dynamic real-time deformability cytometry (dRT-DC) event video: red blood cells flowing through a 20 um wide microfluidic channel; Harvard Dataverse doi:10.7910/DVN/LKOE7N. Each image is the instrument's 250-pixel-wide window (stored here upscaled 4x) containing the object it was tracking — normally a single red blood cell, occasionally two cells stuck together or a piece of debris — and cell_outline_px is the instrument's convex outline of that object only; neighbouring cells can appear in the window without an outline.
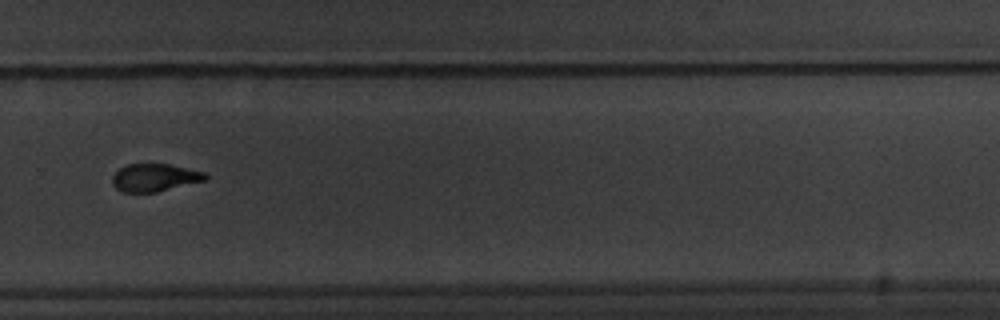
{"species": "common noctule bat (a hibernating species)", "species_latin": "Nyctalus noctula", "temperature_condition": "warm", "stored_images_in_passage": 17, "camera_frame_rate_fps": 3000, "um_per_image_px": 0.085, "animal": {"sex": "male", "body_mass_g": 20.1, "forearm_length_mm": 53.5}, "frame": {"image": 1, "passage_image": 12, "time_ms": 13.667, "image_size_px": [1000, 320], "cell_outline_px": [[208, 176], [204, 180], [156, 192], [120, 192], [112, 184], [112, 176], [120, 168], [128, 164], [168, 164], [188, 168], [204, 172]], "centroid_in_image_um": [13.1, 15.09], "position_along_channel_um": 316.7, "area_um2": 14.85}}
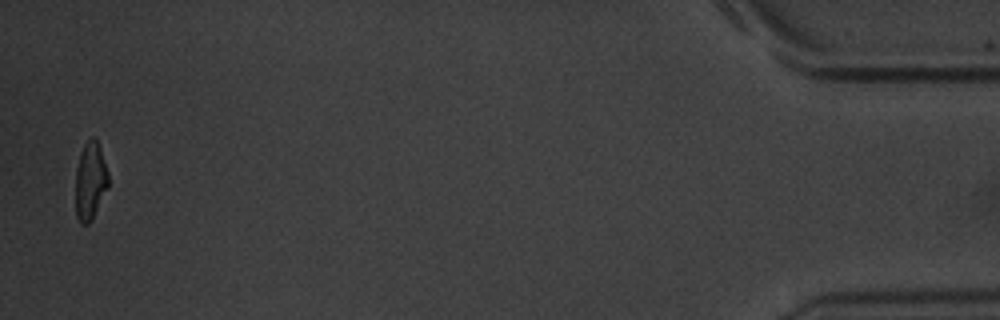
{"frame": {"image": 2, "passage_image": 17, "time_ms": 19.333, "image_size_px": [1000, 320], "cell_outline_px": [[108, 188], [92, 220], [88, 224], [80, 224], [76, 216], [76, 168], [80, 152], [84, 144], [92, 136], [96, 140], [100, 148], [108, 172]], "centroid_in_image_um": [7.67, 15.4], "position_along_channel_um": 427.5, "area_um2": 14.91}, "authors_computed_cell_mechanics": {"area_um2": 15.5482, "velocity_mm_per_s": 3.458, "shape_relaxation_time_tau1_ms": 3.2302, "shape_relaxation_time_tau2_ms": 4.8294, "deformation_change_tau1": 0.1312, "deformation_change_tau2": 0.0699}}